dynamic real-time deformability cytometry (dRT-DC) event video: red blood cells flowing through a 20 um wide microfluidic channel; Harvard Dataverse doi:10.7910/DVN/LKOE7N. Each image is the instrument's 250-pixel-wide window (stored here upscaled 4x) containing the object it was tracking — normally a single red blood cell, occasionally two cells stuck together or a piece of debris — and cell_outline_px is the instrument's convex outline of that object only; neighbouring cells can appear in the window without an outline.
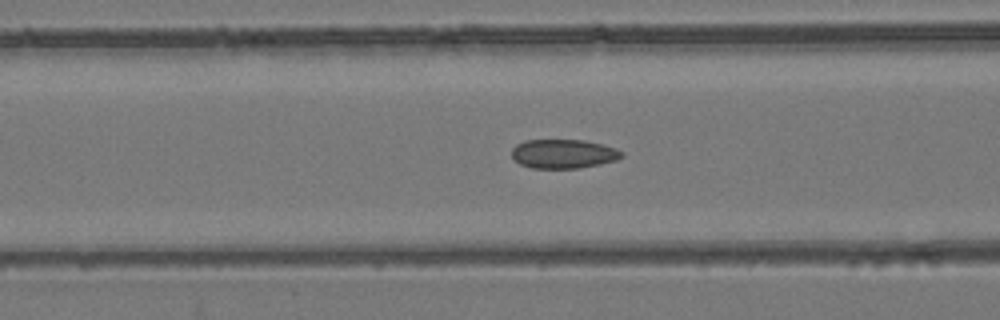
{"species": "common noctule bat (a hibernating species)", "species_latin": "Nyctalus noctula", "temperature_condition": "room temperature", "stored_images_in_passage": 36, "camera_frame_rate_fps": 3000, "um_per_image_px": 0.085, "animal": {"sex": "female", "body_mass_g": 24.6, "forearm_length_mm": 56.2}, "frame": {"image": 1, "passage_image": 4, "time_ms": 1.0, "image_size_px": [1000, 320], "cell_outline_px": [[624, 156], [616, 160], [600, 164], [580, 168], [532, 168], [520, 164], [512, 156], [512, 148], [516, 144], [524, 140], [584, 140], [604, 144], [616, 148], [624, 152]], "centroid_in_image_um": [47.92, 13.07], "position_along_channel_um": 118.7, "area_um2": 18.79}}
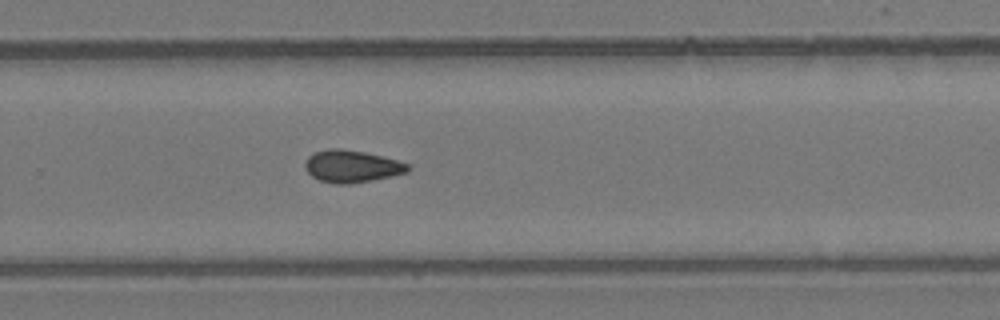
{"frame": {"image": 2, "passage_image": 18, "time_ms": 5.667, "image_size_px": [1000, 320], "cell_outline_px": [[408, 172], [392, 176], [372, 180], [348, 184], [332, 184], [320, 180], [312, 176], [304, 168], [304, 164], [308, 156], [312, 152], [328, 148], [340, 148], [364, 152], [396, 160], [408, 164]], "centroid_in_image_um": [29.84, 14.13], "position_along_channel_um": 300.0, "area_um2": 19.31}}
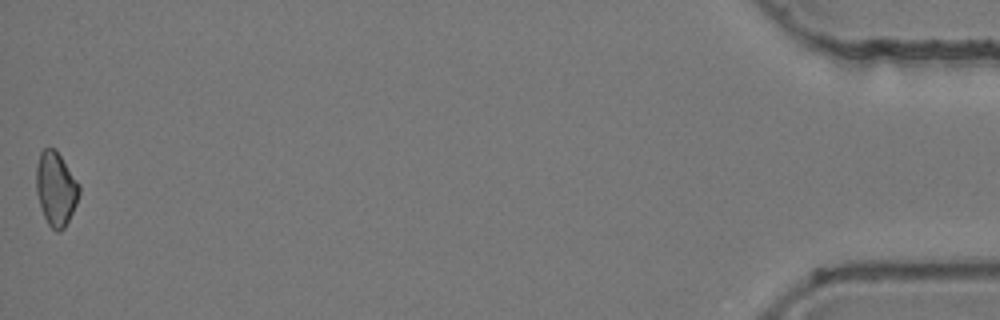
{"frame": {"image": 3, "passage_image": 36, "time_ms": 11.667, "image_size_px": [1000, 320], "cell_outline_px": [[80, 192], [76, 204], [64, 228], [60, 232], [56, 232], [48, 224], [44, 216], [36, 192], [36, 168], [40, 152], [44, 148], [56, 148], [80, 184]], "centroid_in_image_um": [4.75, 16.02], "position_along_channel_um": 430.4, "area_um2": 18.55}}